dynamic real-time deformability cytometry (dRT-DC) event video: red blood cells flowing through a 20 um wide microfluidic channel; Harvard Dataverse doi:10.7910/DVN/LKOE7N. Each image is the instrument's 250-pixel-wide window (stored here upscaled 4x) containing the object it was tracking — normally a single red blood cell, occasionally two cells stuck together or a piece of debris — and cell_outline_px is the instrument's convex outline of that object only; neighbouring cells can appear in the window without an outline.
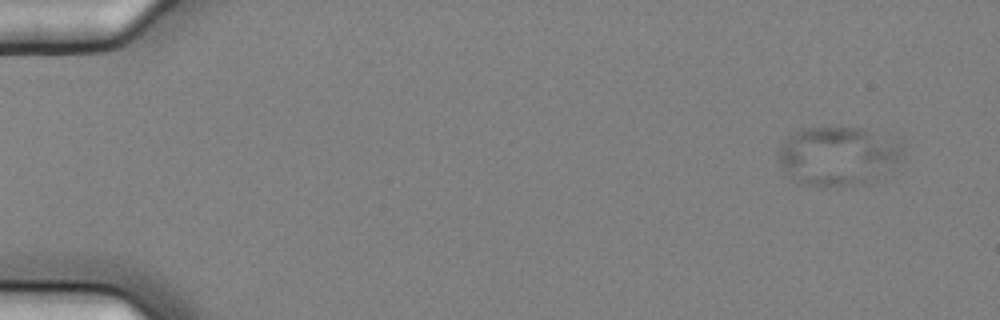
{"species": "common noctule bat (a hibernating species)", "species_latin": "Nyctalus noctula", "temperature_condition": "cold", "stored_images_in_passage": 5, "camera_frame_rate_fps": 3000, "um_per_image_px": 0.085, "animal": {"sex": "female", "body_mass_g": 25.1}, "frame": {"image": 1, "passage_image": 1, "time_ms": 0.0, "image_size_px": [1000, 320], "cell_outline_px": [[904, 148], [900, 160], [872, 184], [820, 188], [800, 184], [784, 172], [776, 156], [776, 152], [784, 140], [788, 136], [800, 128], [840, 124], [864, 128], [900, 136]], "centroid_in_image_um": [71.28, 13.22], "position_along_channel_um": 13.7, "area_um2": 45.49}}
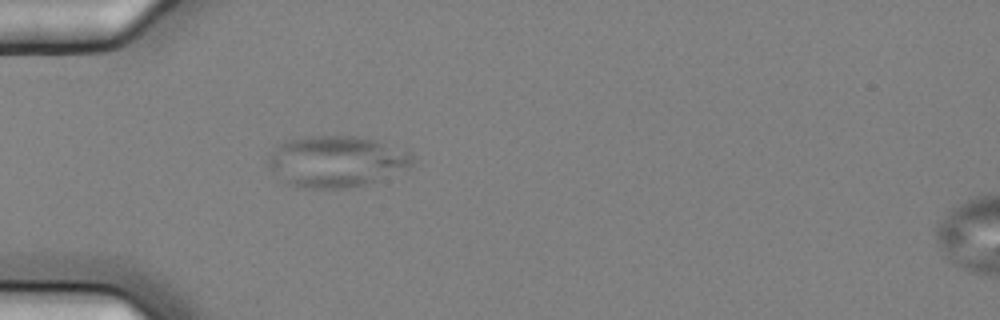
{"frame": {"image": 2, "passage_image": 5, "time_ms": 1.333, "image_size_px": [1000, 320], "cell_outline_px": [[412, 164], [408, 168], [376, 180], [352, 188], [300, 188], [288, 184], [268, 164], [268, 156], [276, 144], [288, 140], [312, 136], [356, 136], [372, 140], [412, 152]], "centroid_in_image_um": [28.56, 13.72], "position_along_channel_um": 56.4, "area_um2": 42.54}}